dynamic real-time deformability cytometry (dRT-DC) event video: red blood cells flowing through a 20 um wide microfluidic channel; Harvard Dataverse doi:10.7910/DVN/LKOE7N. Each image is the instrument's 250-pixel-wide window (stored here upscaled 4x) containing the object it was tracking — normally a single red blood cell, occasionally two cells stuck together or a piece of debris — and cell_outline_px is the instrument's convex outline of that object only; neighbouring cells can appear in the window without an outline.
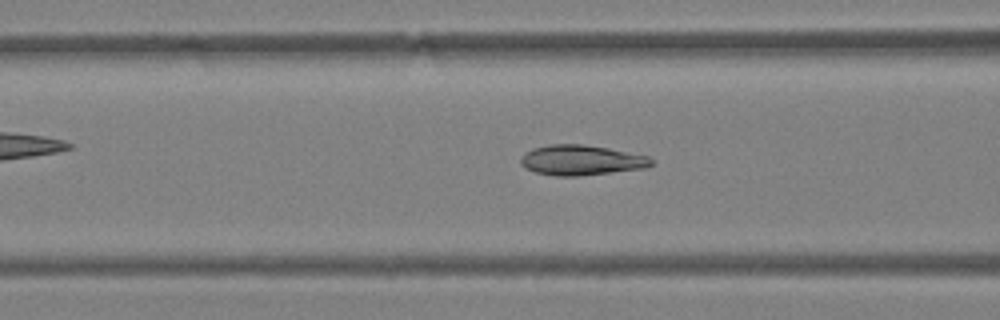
{"species": "Egyptian fruit bat (a non-hibernating species)", "species_latin": "Rousettus aegyptiacus", "temperature_condition": "warm", "stored_images_in_passage": 44, "camera_frame_rate_fps": 3000, "um_per_image_px": 0.085, "animal": {"sex": "female"}, "frame": {"image": 1, "passage_image": 17, "time_ms": 5.333, "image_size_px": [1000, 320], "cell_outline_px": [[652, 164], [644, 168], [580, 176], [556, 176], [536, 172], [524, 168], [520, 164], [520, 156], [524, 152], [532, 148], [548, 144], [584, 144], [608, 148], [648, 156], [652, 160]], "centroid_in_image_um": [49.34, 13.61], "position_along_channel_um": 117.3, "area_um2": 23.06}}
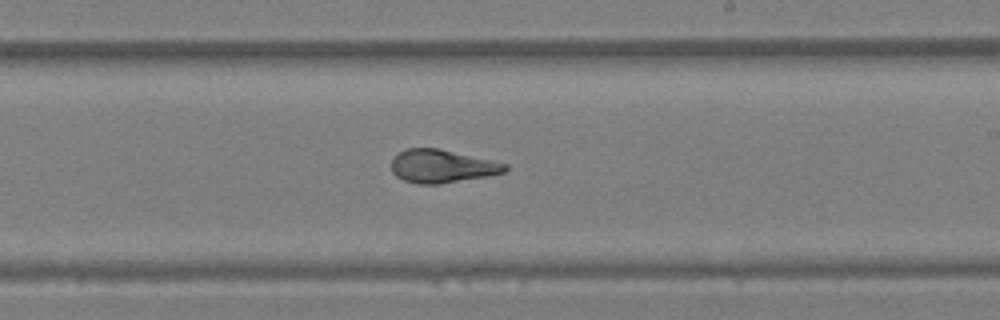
{"frame": {"image": 2, "passage_image": 26, "time_ms": 8.333, "image_size_px": [1000, 320], "cell_outline_px": [[508, 168], [504, 172], [488, 176], [440, 184], [416, 184], [404, 180], [396, 176], [392, 172], [392, 160], [404, 148], [436, 148], [492, 160], [508, 164]], "centroid_in_image_um": [37.56, 14.14], "position_along_channel_um": 251.4, "area_um2": 21.85}}
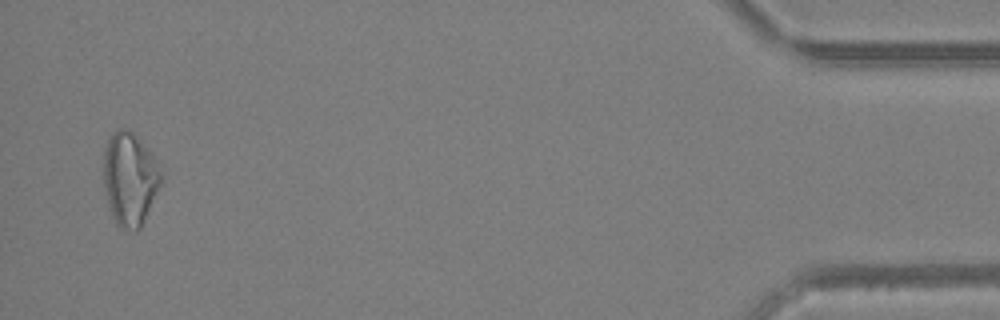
{"frame": {"image": 3, "passage_image": 43, "time_ms": 14.0, "image_size_px": [1000, 320], "cell_outline_px": [[164, 180], [140, 228], [136, 232], [120, 228], [116, 224], [112, 216], [104, 192], [104, 148], [112, 132], [116, 128], [124, 128], [132, 132], [152, 152], [164, 176]], "centroid_in_image_um": [11.05, 15.21], "position_along_channel_um": 424.1, "area_um2": 31.79}, "authors_computed_cell_mechanics": {"area_um2": 23.7847, "velocity_mm_per_s": 4.486, "shape_relaxation_time_tau1_ms": 7.6069, "shape_relaxation_time_tau2_ms": 1.133, "deformation_change_tau1": 0.231, "deformation_change_tau2": 0.0611}}